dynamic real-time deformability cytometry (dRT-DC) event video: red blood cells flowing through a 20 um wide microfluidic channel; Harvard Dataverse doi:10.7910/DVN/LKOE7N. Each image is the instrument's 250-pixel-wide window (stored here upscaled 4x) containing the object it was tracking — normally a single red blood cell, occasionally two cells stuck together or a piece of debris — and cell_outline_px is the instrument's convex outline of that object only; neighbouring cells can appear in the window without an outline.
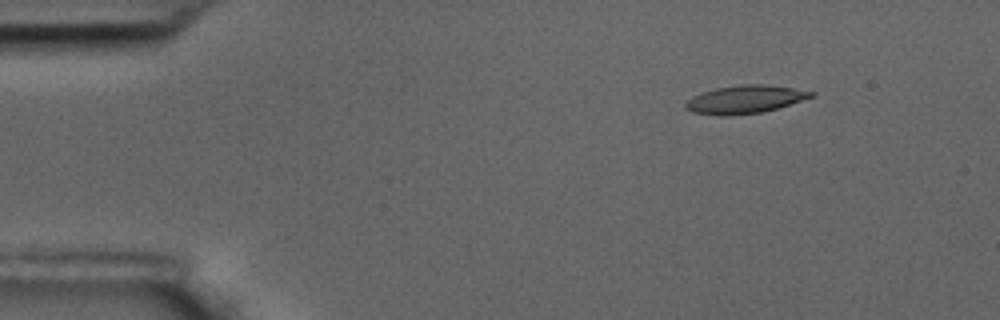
{"species": "common noctule bat (a hibernating species)", "species_latin": "Nyctalus noctula", "temperature_condition": "room temperature", "stored_images_in_passage": 4, "camera_frame_rate_fps": 3000, "um_per_image_px": 0.085, "animal": {"sex": "male", "body_mass_g": 17.5, "forearm_length_mm": 52.3}, "frame": {"image": 1, "passage_image": 2, "time_ms": 0.333, "image_size_px": [1000, 320], "cell_outline_px": [[816, 92], [812, 96], [764, 112], [728, 116], [720, 116], [692, 112], [684, 108], [684, 104], [692, 96], [700, 92], [716, 88], [740, 84], [764, 84], [792, 88]], "centroid_in_image_um": [63.24, 8.45], "position_along_channel_um": 21.8, "area_um2": 20.46}}
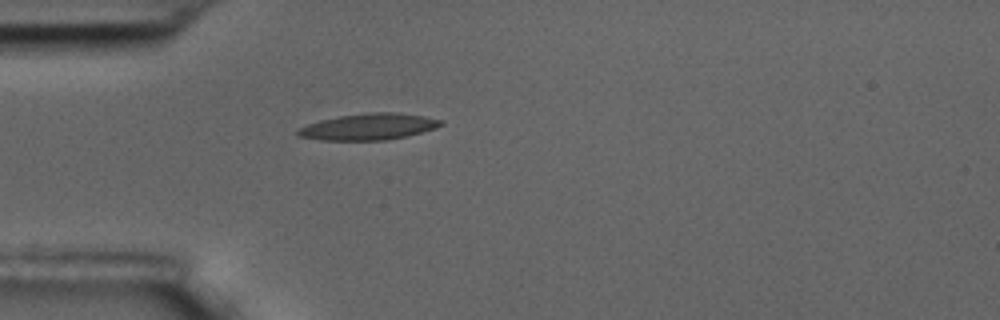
{"frame": {"image": 2, "passage_image": 4, "time_ms": 1.0, "image_size_px": [1000, 320], "cell_outline_px": [[444, 124], [436, 128], [404, 136], [384, 140], [320, 140], [296, 136], [296, 128], [320, 120], [340, 116], [368, 112], [396, 112], [424, 116], [444, 120]], "centroid_in_image_um": [31.3, 10.76], "position_along_channel_um": 53.7, "area_um2": 22.02}}